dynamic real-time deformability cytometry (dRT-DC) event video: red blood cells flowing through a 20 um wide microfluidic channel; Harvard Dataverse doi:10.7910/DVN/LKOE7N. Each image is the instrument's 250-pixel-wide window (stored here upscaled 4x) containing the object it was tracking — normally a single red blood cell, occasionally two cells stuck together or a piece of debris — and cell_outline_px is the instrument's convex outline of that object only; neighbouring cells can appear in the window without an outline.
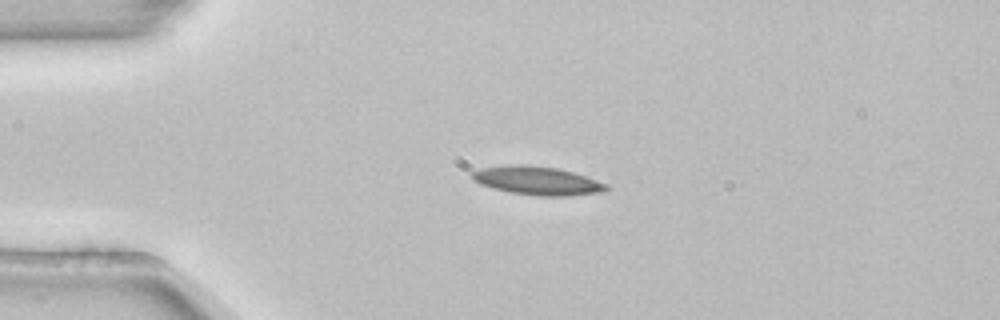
{"species": "common noctule bat (a hibernating species)", "species_latin": "Nyctalus noctula", "temperature_condition": "room temperature", "stored_images_in_passage": 4, "camera_frame_rate_fps": 3000, "um_per_image_px": 0.085, "animal": {"sex": "female", "body_mass_g": 22.7, "forearm_length_mm": 54.2}, "frame": {"image": 1, "passage_image": 2, "time_ms": 0.333, "image_size_px": [1000, 320], "cell_outline_px": [[612, 188], [604, 192], [568, 196], [540, 196], [512, 192], [480, 184], [472, 180], [472, 172], [480, 168], [508, 164], [520, 164], [556, 168], [572, 172], [608, 184]], "centroid_in_image_um": [45.7, 15.36], "position_along_channel_um": 39.3, "area_um2": 22.2}}